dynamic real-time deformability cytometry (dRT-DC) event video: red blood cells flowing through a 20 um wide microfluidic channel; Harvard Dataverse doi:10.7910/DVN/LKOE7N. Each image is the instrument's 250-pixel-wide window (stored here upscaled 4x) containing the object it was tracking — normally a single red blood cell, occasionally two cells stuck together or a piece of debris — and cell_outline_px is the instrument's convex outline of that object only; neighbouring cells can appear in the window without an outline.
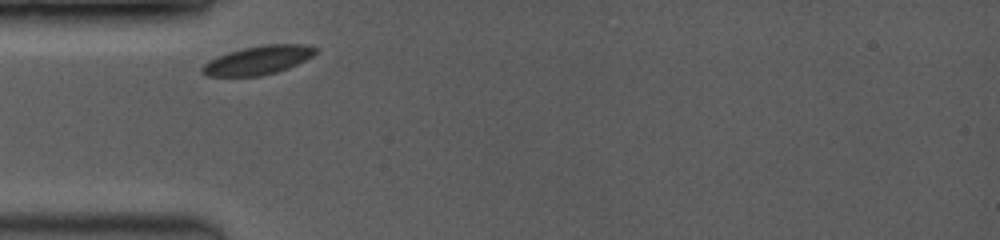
{"species": "common noctule bat (a hibernating species)", "species_latin": "Nyctalus noctula", "temperature_condition": "room temperature", "stored_images_in_passage": 7, "camera_frame_rate_fps": 3500, "um_per_image_px": 0.085, "animal": {"sex": "female", "body_mass_g": 19.0, "forearm_length_mm": 53.3}, "frame": {"image": 1, "passage_image": 1, "time_ms": 0.0, "image_size_px": [1000, 240], "cell_outline_px": [[320, 52], [288, 68], [276, 72], [260, 76], [208, 76], [200, 72], [200, 68], [208, 60], [228, 52], [244, 48], [264, 44], [300, 44], [320, 48]], "centroid_in_image_um": [21.94, 5.11], "position_along_channel_um": 63.1, "area_um2": 19.02}}
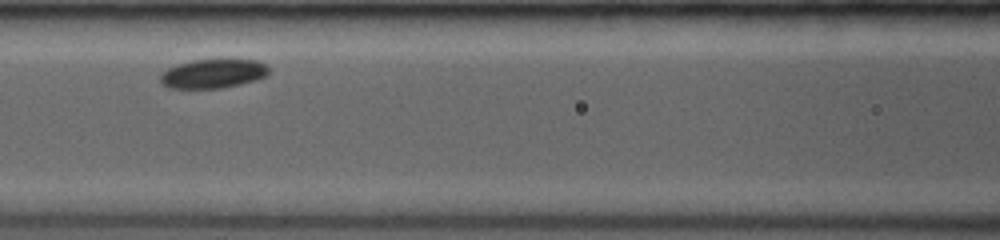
{"frame": {"image": 2, "passage_image": 5, "time_ms": 2.286, "image_size_px": [1000, 240], "cell_outline_px": [[268, 72], [264, 76], [256, 80], [240, 84], [220, 88], [168, 88], [160, 80], [160, 76], [168, 68], [176, 64], [192, 60], [256, 60], [268, 64]], "centroid_in_image_um": [18.11, 6.25], "position_along_channel_um": 148.5, "area_um2": 18.21}}
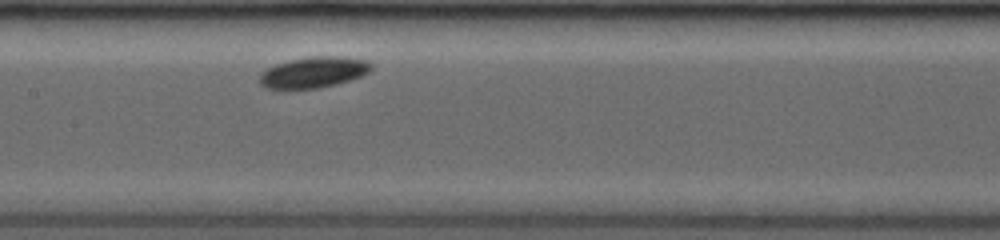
{"frame": {"image": 3, "passage_image": 7, "time_ms": 3.143, "image_size_px": [1000, 240], "cell_outline_px": [[372, 68], [368, 72], [360, 76], [336, 84], [316, 88], [264, 88], [260, 84], [260, 72], [276, 64], [292, 60], [312, 56], [340, 56], [368, 60], [372, 64]], "centroid_in_image_um": [26.66, 6.13], "position_along_channel_um": 180.7, "area_um2": 19.88}}